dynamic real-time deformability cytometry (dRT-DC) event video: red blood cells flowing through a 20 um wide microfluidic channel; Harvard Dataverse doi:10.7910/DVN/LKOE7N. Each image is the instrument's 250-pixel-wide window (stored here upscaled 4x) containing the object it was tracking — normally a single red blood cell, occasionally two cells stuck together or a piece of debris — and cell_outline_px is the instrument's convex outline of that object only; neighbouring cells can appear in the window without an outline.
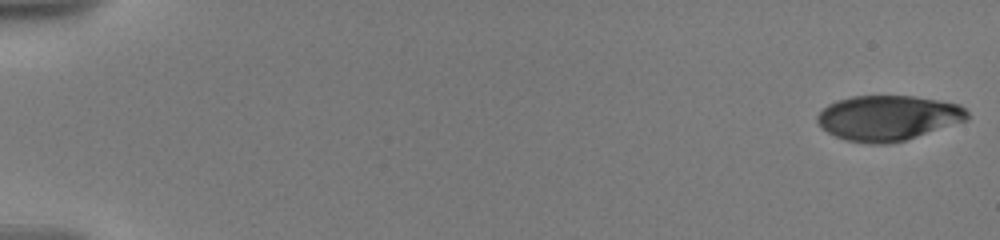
{"species": "human", "species_latin": "Homo sapiens", "temperature_condition": "warm", "stored_images_in_passage": 29, "camera_frame_rate_fps": 3000, "um_per_image_px": 0.085, "donor": {"sex": "male"}, "frame": {"image": 1, "passage_image": 1, "time_ms": 0.0, "image_size_px": [1000, 240], "cell_outline_px": [[968, 120], [904, 140], [888, 144], [872, 144], [844, 140], [820, 128], [816, 120], [816, 116], [828, 104], [836, 100], [852, 96], [912, 96], [960, 104], [968, 112]], "centroid_in_image_um": [75.45, 10.02], "position_along_channel_um": 9.6, "area_um2": 39.42}}
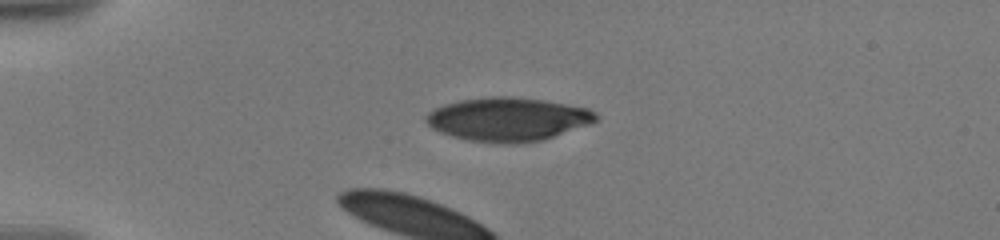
{"frame": {"image": 2, "passage_image": 21, "time_ms": 4.667, "image_size_px": [1000, 240], "cell_outline_px": [[600, 116], [596, 120], [588, 124], [544, 140], [524, 144], [504, 144], [468, 140], [452, 136], [440, 132], [432, 128], [424, 120], [424, 116], [428, 112], [444, 104], [460, 100], [492, 96], [508, 96], [544, 100], [588, 108], [596, 112]], "centroid_in_image_um": [43.16, 10.14], "position_along_channel_um": 41.8, "area_um2": 43.41}}